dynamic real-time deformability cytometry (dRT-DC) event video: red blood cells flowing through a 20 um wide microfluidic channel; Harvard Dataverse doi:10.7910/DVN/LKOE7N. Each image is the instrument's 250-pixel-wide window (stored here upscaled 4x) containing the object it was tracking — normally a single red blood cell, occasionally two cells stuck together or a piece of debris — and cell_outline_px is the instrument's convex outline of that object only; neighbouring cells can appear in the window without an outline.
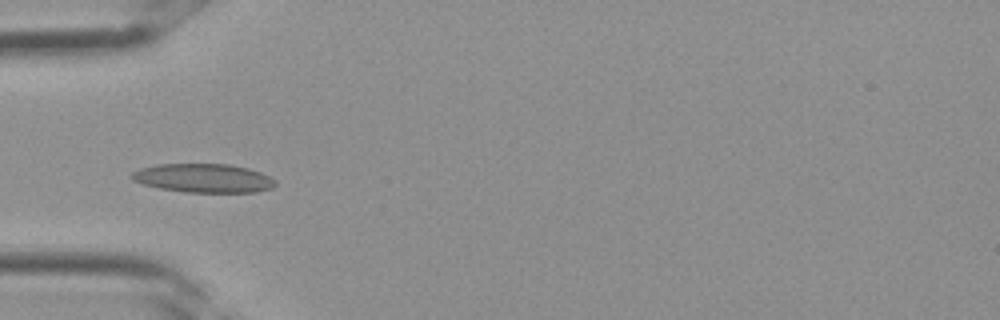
{"species": "Egyptian fruit bat (a non-hibernating species)", "species_latin": "Rousettus aegyptiacus", "temperature_condition": "room temperature", "stored_images_in_passage": 3, "camera_frame_rate_fps": 3000, "um_per_image_px": 0.085, "frame": {"image": 1, "passage_image": 3, "time_ms": 0.667, "image_size_px": [1000, 320], "cell_outline_px": [[276, 184], [272, 188], [256, 192], [188, 192], [160, 188], [144, 184], [132, 180], [132, 172], [140, 168], [156, 164], [228, 164], [248, 168], [260, 172], [276, 180]], "centroid_in_image_um": [17.31, 15.14], "position_along_channel_um": 67.7, "area_um2": 23.99}}